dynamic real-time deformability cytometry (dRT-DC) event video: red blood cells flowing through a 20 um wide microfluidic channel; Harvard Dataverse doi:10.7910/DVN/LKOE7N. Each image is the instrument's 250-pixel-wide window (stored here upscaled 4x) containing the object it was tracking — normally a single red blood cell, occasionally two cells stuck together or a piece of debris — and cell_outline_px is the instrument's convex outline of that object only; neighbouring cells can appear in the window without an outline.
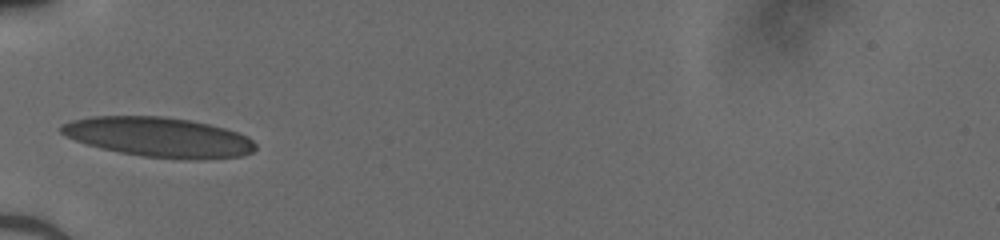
{"species": "human", "species_latin": "Homo sapiens", "temperature_condition": "cold", "stored_images_in_passage": 32, "camera_frame_rate_fps": 3000, "um_per_image_px": 0.085, "donor": {"sex": "male"}, "frame": {"image": 1, "passage_image": 1, "time_ms": 0.0, "image_size_px": [1000, 240], "cell_outline_px": [[256, 148], [252, 152], [240, 156], [200, 160], [184, 160], [144, 156], [120, 152], [100, 148], [64, 136], [60, 132], [60, 124], [72, 120], [92, 116], [164, 116], [188, 120], [208, 124], [224, 128], [248, 136], [256, 144]], "centroid_in_image_um": [13.49, 11.66], "position_along_channel_um": 71.5, "area_um2": 45.08}}
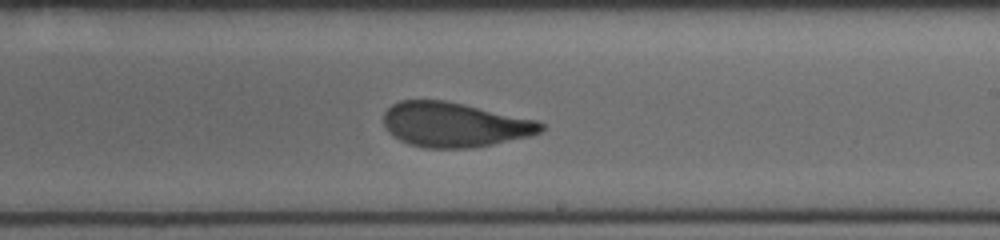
{"frame": {"image": 2, "passage_image": 14, "time_ms": 4.333, "image_size_px": [1000, 240], "cell_outline_px": [[544, 128], [540, 132], [528, 136], [492, 144], [472, 148], [424, 148], [408, 144], [392, 136], [388, 132], [384, 124], [384, 112], [392, 104], [400, 100], [444, 100], [464, 104], [536, 120], [544, 124]], "centroid_in_image_um": [38.58, 10.6], "position_along_channel_um": 250.4, "area_um2": 40.86}}
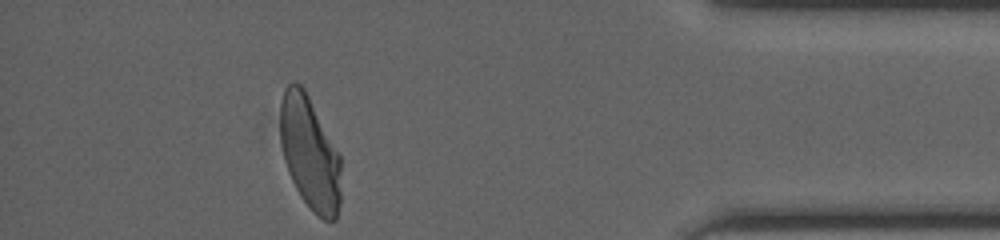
{"frame": {"image": 3, "passage_image": 28, "time_ms": 9.0, "image_size_px": [1000, 240], "cell_outline_px": [[340, 200], [336, 220], [324, 220], [312, 212], [300, 196], [288, 172], [284, 160], [280, 144], [280, 100], [284, 88], [292, 80], [300, 84], [304, 88], [340, 156]], "centroid_in_image_um": [26.3, 13.01], "position_along_channel_um": 408.9, "area_um2": 40.17}}